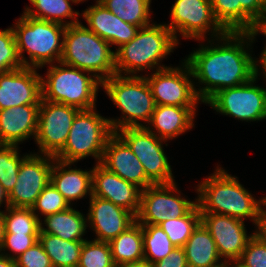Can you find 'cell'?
<instances>
[{"mask_svg":"<svg viewBox=\"0 0 266 267\" xmlns=\"http://www.w3.org/2000/svg\"><path fill=\"white\" fill-rule=\"evenodd\" d=\"M257 34L256 31L226 32L215 39L219 44L209 40L210 46L203 44L184 59L192 78L205 85L196 89L201 102L206 103L216 92L242 85L256 76V59L248 48Z\"/></svg>","mask_w":266,"mask_h":267,"instance_id":"obj_1","label":"cell"},{"mask_svg":"<svg viewBox=\"0 0 266 267\" xmlns=\"http://www.w3.org/2000/svg\"><path fill=\"white\" fill-rule=\"evenodd\" d=\"M237 179L218 165L213 174L197 185L196 203L200 213H217L242 221L248 217L256 226L261 212L260 199L254 198Z\"/></svg>","mask_w":266,"mask_h":267,"instance_id":"obj_2","label":"cell"},{"mask_svg":"<svg viewBox=\"0 0 266 267\" xmlns=\"http://www.w3.org/2000/svg\"><path fill=\"white\" fill-rule=\"evenodd\" d=\"M177 44L179 42L165 24L151 23L141 27L130 42L117 48L115 74L136 76L145 69L166 68L167 66L160 65V61L173 52Z\"/></svg>","mask_w":266,"mask_h":267,"instance_id":"obj_3","label":"cell"},{"mask_svg":"<svg viewBox=\"0 0 266 267\" xmlns=\"http://www.w3.org/2000/svg\"><path fill=\"white\" fill-rule=\"evenodd\" d=\"M12 29L23 66L38 69L46 64H55V61L60 62L66 26L31 18L23 13ZM23 52L28 53L30 62Z\"/></svg>","mask_w":266,"mask_h":267,"instance_id":"obj_4","label":"cell"},{"mask_svg":"<svg viewBox=\"0 0 266 267\" xmlns=\"http://www.w3.org/2000/svg\"><path fill=\"white\" fill-rule=\"evenodd\" d=\"M82 23L66 27L60 62L92 73L101 82L115 75V51Z\"/></svg>","mask_w":266,"mask_h":267,"instance_id":"obj_5","label":"cell"},{"mask_svg":"<svg viewBox=\"0 0 266 267\" xmlns=\"http://www.w3.org/2000/svg\"><path fill=\"white\" fill-rule=\"evenodd\" d=\"M102 87L114 105L122 111V119H108L114 133L128 127H145L141 121L150 122L156 104L143 75L115 74L104 80Z\"/></svg>","mask_w":266,"mask_h":267,"instance_id":"obj_6","label":"cell"},{"mask_svg":"<svg viewBox=\"0 0 266 267\" xmlns=\"http://www.w3.org/2000/svg\"><path fill=\"white\" fill-rule=\"evenodd\" d=\"M57 64L59 66L50 64L46 79L41 78L42 100L62 103L79 110L95 108L102 82L88 71L62 62Z\"/></svg>","mask_w":266,"mask_h":267,"instance_id":"obj_7","label":"cell"},{"mask_svg":"<svg viewBox=\"0 0 266 267\" xmlns=\"http://www.w3.org/2000/svg\"><path fill=\"white\" fill-rule=\"evenodd\" d=\"M95 110L96 107L76 114L66 144L55 159L75 163L93 156L97 164L101 163L106 142L114 132L108 118Z\"/></svg>","mask_w":266,"mask_h":267,"instance_id":"obj_8","label":"cell"},{"mask_svg":"<svg viewBox=\"0 0 266 267\" xmlns=\"http://www.w3.org/2000/svg\"><path fill=\"white\" fill-rule=\"evenodd\" d=\"M256 64V76L250 81L216 92L205 104L216 112L241 121H261L266 119V88L254 85L260 75Z\"/></svg>","mask_w":266,"mask_h":267,"instance_id":"obj_9","label":"cell"},{"mask_svg":"<svg viewBox=\"0 0 266 267\" xmlns=\"http://www.w3.org/2000/svg\"><path fill=\"white\" fill-rule=\"evenodd\" d=\"M142 163L146 176L154 184L175 182L163 142L146 127H128L115 132Z\"/></svg>","mask_w":266,"mask_h":267,"instance_id":"obj_10","label":"cell"},{"mask_svg":"<svg viewBox=\"0 0 266 267\" xmlns=\"http://www.w3.org/2000/svg\"><path fill=\"white\" fill-rule=\"evenodd\" d=\"M171 23L165 24L178 42L177 32L185 39L205 41L209 31L211 38H219L226 31L216 21L209 0H176L170 13Z\"/></svg>","mask_w":266,"mask_h":267,"instance_id":"obj_11","label":"cell"},{"mask_svg":"<svg viewBox=\"0 0 266 267\" xmlns=\"http://www.w3.org/2000/svg\"><path fill=\"white\" fill-rule=\"evenodd\" d=\"M181 67H166L145 75L156 105L197 107L201 101L191 79L192 71L183 60ZM199 101V102H198Z\"/></svg>","mask_w":266,"mask_h":267,"instance_id":"obj_12","label":"cell"},{"mask_svg":"<svg viewBox=\"0 0 266 267\" xmlns=\"http://www.w3.org/2000/svg\"><path fill=\"white\" fill-rule=\"evenodd\" d=\"M176 183L153 184L141 190L139 213L141 225H159L163 221L185 216L197 203L181 196ZM177 192V193H175Z\"/></svg>","mask_w":266,"mask_h":267,"instance_id":"obj_13","label":"cell"},{"mask_svg":"<svg viewBox=\"0 0 266 267\" xmlns=\"http://www.w3.org/2000/svg\"><path fill=\"white\" fill-rule=\"evenodd\" d=\"M79 111L73 106L41 99L35 142L42 155L55 157L64 148Z\"/></svg>","mask_w":266,"mask_h":267,"instance_id":"obj_14","label":"cell"},{"mask_svg":"<svg viewBox=\"0 0 266 267\" xmlns=\"http://www.w3.org/2000/svg\"><path fill=\"white\" fill-rule=\"evenodd\" d=\"M55 158L50 155L28 154L21 162L17 181L9 194L10 206L32 208L50 182Z\"/></svg>","mask_w":266,"mask_h":267,"instance_id":"obj_15","label":"cell"},{"mask_svg":"<svg viewBox=\"0 0 266 267\" xmlns=\"http://www.w3.org/2000/svg\"><path fill=\"white\" fill-rule=\"evenodd\" d=\"M201 223L213 237L219 256L228 265L240 258L248 241L255 234L247 235L244 221L227 215L201 213Z\"/></svg>","mask_w":266,"mask_h":267,"instance_id":"obj_16","label":"cell"},{"mask_svg":"<svg viewBox=\"0 0 266 267\" xmlns=\"http://www.w3.org/2000/svg\"><path fill=\"white\" fill-rule=\"evenodd\" d=\"M41 78L37 68L21 67L0 74V110L21 105H40Z\"/></svg>","mask_w":266,"mask_h":267,"instance_id":"obj_17","label":"cell"},{"mask_svg":"<svg viewBox=\"0 0 266 267\" xmlns=\"http://www.w3.org/2000/svg\"><path fill=\"white\" fill-rule=\"evenodd\" d=\"M226 32H254L266 13V0H209Z\"/></svg>","mask_w":266,"mask_h":267,"instance_id":"obj_18","label":"cell"},{"mask_svg":"<svg viewBox=\"0 0 266 267\" xmlns=\"http://www.w3.org/2000/svg\"><path fill=\"white\" fill-rule=\"evenodd\" d=\"M92 195L111 201L135 217L139 213L141 189L108 171L100 163L92 168Z\"/></svg>","mask_w":266,"mask_h":267,"instance_id":"obj_19","label":"cell"},{"mask_svg":"<svg viewBox=\"0 0 266 267\" xmlns=\"http://www.w3.org/2000/svg\"><path fill=\"white\" fill-rule=\"evenodd\" d=\"M100 164L141 190L154 184L146 176L142 163L116 133L108 138Z\"/></svg>","mask_w":266,"mask_h":267,"instance_id":"obj_20","label":"cell"},{"mask_svg":"<svg viewBox=\"0 0 266 267\" xmlns=\"http://www.w3.org/2000/svg\"><path fill=\"white\" fill-rule=\"evenodd\" d=\"M89 200L87 222L96 233V241L109 243L136 221V217L130 211L109 200L93 195Z\"/></svg>","mask_w":266,"mask_h":267,"instance_id":"obj_21","label":"cell"},{"mask_svg":"<svg viewBox=\"0 0 266 267\" xmlns=\"http://www.w3.org/2000/svg\"><path fill=\"white\" fill-rule=\"evenodd\" d=\"M82 16L89 30L111 46L112 44L118 45V48L130 42L139 30L138 26L122 21L98 1L95 5L85 9Z\"/></svg>","mask_w":266,"mask_h":267,"instance_id":"obj_22","label":"cell"},{"mask_svg":"<svg viewBox=\"0 0 266 267\" xmlns=\"http://www.w3.org/2000/svg\"><path fill=\"white\" fill-rule=\"evenodd\" d=\"M40 105L0 110V144L17 145L36 136Z\"/></svg>","mask_w":266,"mask_h":267,"instance_id":"obj_23","label":"cell"},{"mask_svg":"<svg viewBox=\"0 0 266 267\" xmlns=\"http://www.w3.org/2000/svg\"><path fill=\"white\" fill-rule=\"evenodd\" d=\"M195 115L196 107L156 105L151 120L145 127L158 138L168 141L191 130Z\"/></svg>","mask_w":266,"mask_h":267,"instance_id":"obj_24","label":"cell"},{"mask_svg":"<svg viewBox=\"0 0 266 267\" xmlns=\"http://www.w3.org/2000/svg\"><path fill=\"white\" fill-rule=\"evenodd\" d=\"M71 164L55 159L50 173V182L69 204L87 194L92 196V170L72 169Z\"/></svg>","mask_w":266,"mask_h":267,"instance_id":"obj_25","label":"cell"},{"mask_svg":"<svg viewBox=\"0 0 266 267\" xmlns=\"http://www.w3.org/2000/svg\"><path fill=\"white\" fill-rule=\"evenodd\" d=\"M188 267H229L222 262L216 243L200 222L183 246Z\"/></svg>","mask_w":266,"mask_h":267,"instance_id":"obj_26","label":"cell"},{"mask_svg":"<svg viewBox=\"0 0 266 267\" xmlns=\"http://www.w3.org/2000/svg\"><path fill=\"white\" fill-rule=\"evenodd\" d=\"M86 218L83 213L70 206L64 211L45 216L44 223L40 220L39 233H49L67 241H85L83 235L88 227Z\"/></svg>","mask_w":266,"mask_h":267,"instance_id":"obj_27","label":"cell"},{"mask_svg":"<svg viewBox=\"0 0 266 267\" xmlns=\"http://www.w3.org/2000/svg\"><path fill=\"white\" fill-rule=\"evenodd\" d=\"M109 245L115 265L144 260L142 225L136 220Z\"/></svg>","mask_w":266,"mask_h":267,"instance_id":"obj_28","label":"cell"},{"mask_svg":"<svg viewBox=\"0 0 266 267\" xmlns=\"http://www.w3.org/2000/svg\"><path fill=\"white\" fill-rule=\"evenodd\" d=\"M38 241L53 267H78L84 241H67L49 233H39Z\"/></svg>","mask_w":266,"mask_h":267,"instance_id":"obj_29","label":"cell"},{"mask_svg":"<svg viewBox=\"0 0 266 267\" xmlns=\"http://www.w3.org/2000/svg\"><path fill=\"white\" fill-rule=\"evenodd\" d=\"M35 7L25 8L24 14L31 18L45 20L49 22L58 23L64 26H69L79 23L78 16L81 15L77 11H73L71 3L78 4L79 0H29ZM64 18H70L69 21H64ZM74 19V20H73Z\"/></svg>","mask_w":266,"mask_h":267,"instance_id":"obj_30","label":"cell"},{"mask_svg":"<svg viewBox=\"0 0 266 267\" xmlns=\"http://www.w3.org/2000/svg\"><path fill=\"white\" fill-rule=\"evenodd\" d=\"M99 2L124 22L139 28L150 25L151 0H100Z\"/></svg>","mask_w":266,"mask_h":267,"instance_id":"obj_31","label":"cell"},{"mask_svg":"<svg viewBox=\"0 0 266 267\" xmlns=\"http://www.w3.org/2000/svg\"><path fill=\"white\" fill-rule=\"evenodd\" d=\"M144 260L154 264L168 256L175 246L160 225H142Z\"/></svg>","mask_w":266,"mask_h":267,"instance_id":"obj_32","label":"cell"},{"mask_svg":"<svg viewBox=\"0 0 266 267\" xmlns=\"http://www.w3.org/2000/svg\"><path fill=\"white\" fill-rule=\"evenodd\" d=\"M38 215L32 208L9 206L4 212L5 234L38 235L41 220Z\"/></svg>","mask_w":266,"mask_h":267,"instance_id":"obj_33","label":"cell"},{"mask_svg":"<svg viewBox=\"0 0 266 267\" xmlns=\"http://www.w3.org/2000/svg\"><path fill=\"white\" fill-rule=\"evenodd\" d=\"M200 222L201 213L196 204L185 216L163 221L159 225L175 247H183Z\"/></svg>","mask_w":266,"mask_h":267,"instance_id":"obj_34","label":"cell"},{"mask_svg":"<svg viewBox=\"0 0 266 267\" xmlns=\"http://www.w3.org/2000/svg\"><path fill=\"white\" fill-rule=\"evenodd\" d=\"M18 147L0 144V184L8 194L15 186L22 160L28 155H19Z\"/></svg>","mask_w":266,"mask_h":267,"instance_id":"obj_35","label":"cell"},{"mask_svg":"<svg viewBox=\"0 0 266 267\" xmlns=\"http://www.w3.org/2000/svg\"><path fill=\"white\" fill-rule=\"evenodd\" d=\"M78 267H115L108 242H83Z\"/></svg>","mask_w":266,"mask_h":267,"instance_id":"obj_36","label":"cell"},{"mask_svg":"<svg viewBox=\"0 0 266 267\" xmlns=\"http://www.w3.org/2000/svg\"><path fill=\"white\" fill-rule=\"evenodd\" d=\"M23 67L12 27L0 30V74Z\"/></svg>","mask_w":266,"mask_h":267,"instance_id":"obj_37","label":"cell"},{"mask_svg":"<svg viewBox=\"0 0 266 267\" xmlns=\"http://www.w3.org/2000/svg\"><path fill=\"white\" fill-rule=\"evenodd\" d=\"M71 205L63 197V195L49 182L43 189L41 194L32 207L33 212L36 214L41 213L44 217L50 214H55L69 208Z\"/></svg>","mask_w":266,"mask_h":267,"instance_id":"obj_38","label":"cell"},{"mask_svg":"<svg viewBox=\"0 0 266 267\" xmlns=\"http://www.w3.org/2000/svg\"><path fill=\"white\" fill-rule=\"evenodd\" d=\"M235 264L238 267H266V243L254 234Z\"/></svg>","mask_w":266,"mask_h":267,"instance_id":"obj_39","label":"cell"},{"mask_svg":"<svg viewBox=\"0 0 266 267\" xmlns=\"http://www.w3.org/2000/svg\"><path fill=\"white\" fill-rule=\"evenodd\" d=\"M38 242V235L27 234H5L4 242L0 252L9 250L13 255L2 252L1 254L8 256L10 259L15 260L18 256L24 253L27 249L32 247ZM15 253V255H14Z\"/></svg>","mask_w":266,"mask_h":267,"instance_id":"obj_40","label":"cell"},{"mask_svg":"<svg viewBox=\"0 0 266 267\" xmlns=\"http://www.w3.org/2000/svg\"><path fill=\"white\" fill-rule=\"evenodd\" d=\"M16 267H53L42 245L36 242L15 259Z\"/></svg>","mask_w":266,"mask_h":267,"instance_id":"obj_41","label":"cell"},{"mask_svg":"<svg viewBox=\"0 0 266 267\" xmlns=\"http://www.w3.org/2000/svg\"><path fill=\"white\" fill-rule=\"evenodd\" d=\"M152 267H188L183 247H175L172 252L162 260L151 264Z\"/></svg>","mask_w":266,"mask_h":267,"instance_id":"obj_42","label":"cell"},{"mask_svg":"<svg viewBox=\"0 0 266 267\" xmlns=\"http://www.w3.org/2000/svg\"><path fill=\"white\" fill-rule=\"evenodd\" d=\"M255 235H257L264 243H266V215L260 212L258 222L256 224Z\"/></svg>","mask_w":266,"mask_h":267,"instance_id":"obj_43","label":"cell"},{"mask_svg":"<svg viewBox=\"0 0 266 267\" xmlns=\"http://www.w3.org/2000/svg\"><path fill=\"white\" fill-rule=\"evenodd\" d=\"M115 267H152V266L148 261L141 260L138 262H131V263L115 265Z\"/></svg>","mask_w":266,"mask_h":267,"instance_id":"obj_44","label":"cell"},{"mask_svg":"<svg viewBox=\"0 0 266 267\" xmlns=\"http://www.w3.org/2000/svg\"><path fill=\"white\" fill-rule=\"evenodd\" d=\"M4 236H5L4 211L0 210V250L4 242Z\"/></svg>","mask_w":266,"mask_h":267,"instance_id":"obj_45","label":"cell"},{"mask_svg":"<svg viewBox=\"0 0 266 267\" xmlns=\"http://www.w3.org/2000/svg\"><path fill=\"white\" fill-rule=\"evenodd\" d=\"M0 267H16L15 260L10 259L8 256H5L0 252Z\"/></svg>","mask_w":266,"mask_h":267,"instance_id":"obj_46","label":"cell"},{"mask_svg":"<svg viewBox=\"0 0 266 267\" xmlns=\"http://www.w3.org/2000/svg\"><path fill=\"white\" fill-rule=\"evenodd\" d=\"M5 203L6 209L10 206L9 194L5 191L4 187L0 184V207Z\"/></svg>","mask_w":266,"mask_h":267,"instance_id":"obj_47","label":"cell"},{"mask_svg":"<svg viewBox=\"0 0 266 267\" xmlns=\"http://www.w3.org/2000/svg\"><path fill=\"white\" fill-rule=\"evenodd\" d=\"M255 62H256V64L258 62H260L259 64L262 67L261 70L264 73L263 76H264V78H266V46H265L264 50L261 52L260 60L257 61V59H256Z\"/></svg>","mask_w":266,"mask_h":267,"instance_id":"obj_48","label":"cell"},{"mask_svg":"<svg viewBox=\"0 0 266 267\" xmlns=\"http://www.w3.org/2000/svg\"><path fill=\"white\" fill-rule=\"evenodd\" d=\"M257 33L266 35V13L263 17V19L258 23L257 28L255 30Z\"/></svg>","mask_w":266,"mask_h":267,"instance_id":"obj_49","label":"cell"},{"mask_svg":"<svg viewBox=\"0 0 266 267\" xmlns=\"http://www.w3.org/2000/svg\"><path fill=\"white\" fill-rule=\"evenodd\" d=\"M260 202H261V213H263L264 215H266V210L263 209L264 206L266 207V197H262L260 199Z\"/></svg>","mask_w":266,"mask_h":267,"instance_id":"obj_50","label":"cell"},{"mask_svg":"<svg viewBox=\"0 0 266 267\" xmlns=\"http://www.w3.org/2000/svg\"><path fill=\"white\" fill-rule=\"evenodd\" d=\"M229 267H238L235 263L232 265L230 264Z\"/></svg>","mask_w":266,"mask_h":267,"instance_id":"obj_51","label":"cell"}]
</instances>
